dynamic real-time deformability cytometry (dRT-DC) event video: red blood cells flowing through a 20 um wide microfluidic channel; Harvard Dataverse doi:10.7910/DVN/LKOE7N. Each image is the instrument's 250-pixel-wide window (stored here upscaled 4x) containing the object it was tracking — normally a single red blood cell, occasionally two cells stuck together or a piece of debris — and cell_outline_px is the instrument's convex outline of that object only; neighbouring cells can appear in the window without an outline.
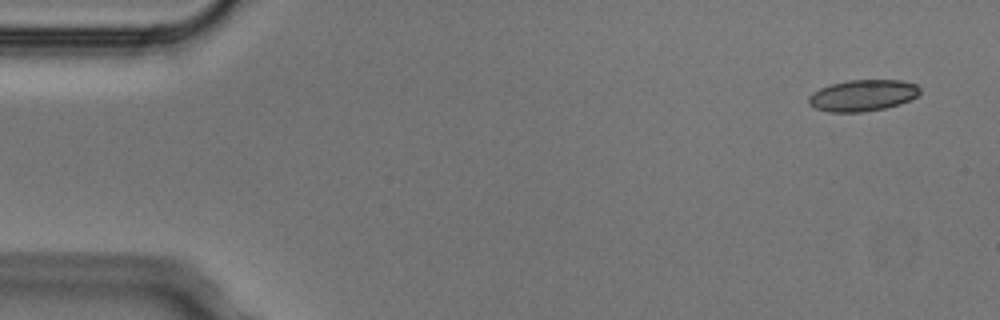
{"species": "Egyptian fruit bat (a non-hibernating species)", "species_latin": "Rousettus aegyptiacus", "temperature_condition": "cold", "stored_images_in_passage": 5, "camera_frame_rate_fps": 3000, "um_per_image_px": 0.085, "animal": {"sex": "male"}, "frame": {"image": 1, "passage_image": 1, "time_ms": 0.0, "image_size_px": [1000, 320], "cell_outline_px": [[920, 92], [916, 96], [900, 104], [884, 108], [860, 112], [828, 112], [816, 108], [808, 104], [808, 96], [812, 92], [820, 88], [832, 84], [848, 80], [900, 80], [916, 84], [920, 88]], "centroid_in_image_um": [73.3, 8.11], "position_along_channel_um": 11.7, "area_um2": 20.29}}
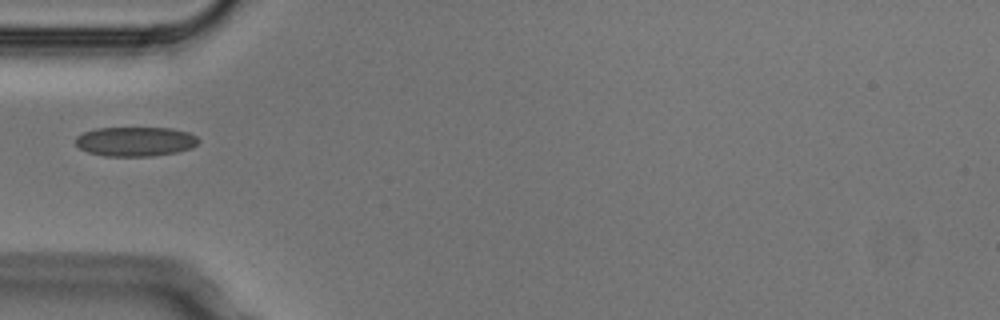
{"frame": {"image": 2, "passage_image": 5, "time_ms": 1.333, "image_size_px": [1000, 320], "cell_outline_px": [[200, 140], [192, 148], [176, 152], [152, 156], [104, 156], [88, 152], [80, 148], [76, 144], [76, 136], [84, 132], [96, 128], [172, 128], [188, 132], [196, 136]], "centroid_in_image_um": [11.51, 12.02], "position_along_channel_um": 73.5, "area_um2": 21.1}}